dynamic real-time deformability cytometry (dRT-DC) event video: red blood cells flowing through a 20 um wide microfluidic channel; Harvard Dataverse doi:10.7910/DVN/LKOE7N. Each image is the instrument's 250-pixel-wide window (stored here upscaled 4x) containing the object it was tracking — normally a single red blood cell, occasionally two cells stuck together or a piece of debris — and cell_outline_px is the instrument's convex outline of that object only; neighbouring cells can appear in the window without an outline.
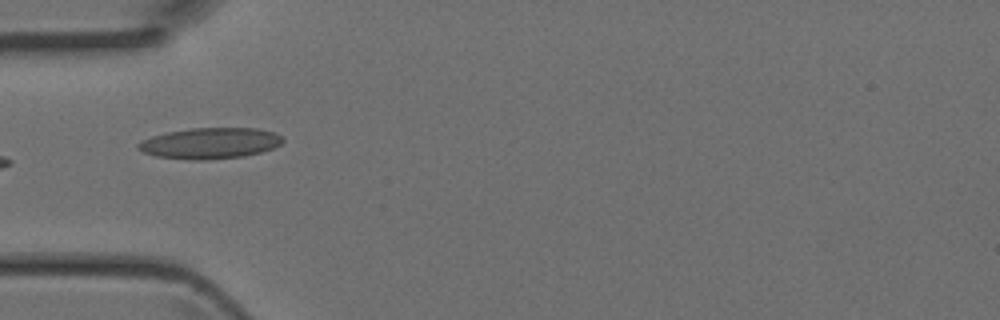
{"species": "Egyptian fruit bat (a non-hibernating species)", "species_latin": "Rousettus aegyptiacus", "temperature_condition": "room temperature", "stored_images_in_passage": 5, "camera_frame_rate_fps": 3000, "um_per_image_px": 0.085, "animal": {"sex": "female"}, "frame": {"image": 1, "passage_image": 4, "time_ms": 1.0, "image_size_px": [1000, 320], "cell_outline_px": [[284, 140], [280, 144], [272, 148], [260, 152], [244, 156], [208, 160], [192, 160], [156, 156], [144, 152], [136, 148], [136, 144], [140, 140], [152, 136], [168, 132], [192, 128], [256, 128], [276, 132]], "centroid_in_image_um": [17.83, 12.17], "position_along_channel_um": 67.2, "area_um2": 26.13}}
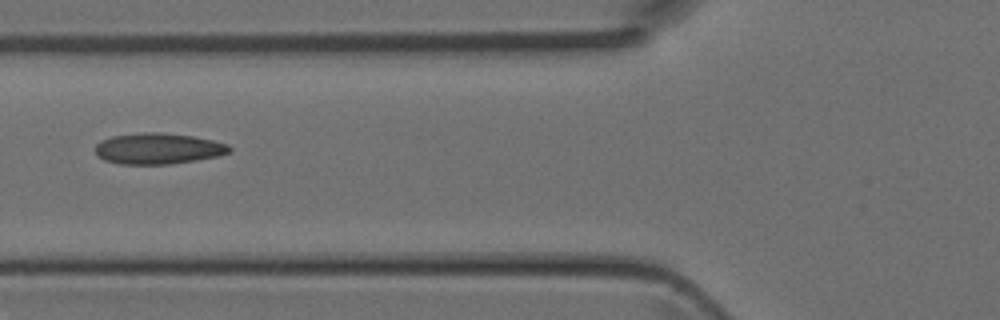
{"frame": {"image": 2, "passage_image": 5, "time_ms": 1.333, "image_size_px": [1000, 320], "cell_outline_px": [[232, 148], [228, 152], [216, 156], [168, 164], [120, 164], [104, 160], [96, 156], [96, 144], [100, 140], [112, 136], [148, 132], [160, 132], [192, 136], [212, 140], [228, 144]], "centroid_in_image_um": [13.39, 12.62], "position_along_channel_um": 112.4, "area_um2": 23.99}}